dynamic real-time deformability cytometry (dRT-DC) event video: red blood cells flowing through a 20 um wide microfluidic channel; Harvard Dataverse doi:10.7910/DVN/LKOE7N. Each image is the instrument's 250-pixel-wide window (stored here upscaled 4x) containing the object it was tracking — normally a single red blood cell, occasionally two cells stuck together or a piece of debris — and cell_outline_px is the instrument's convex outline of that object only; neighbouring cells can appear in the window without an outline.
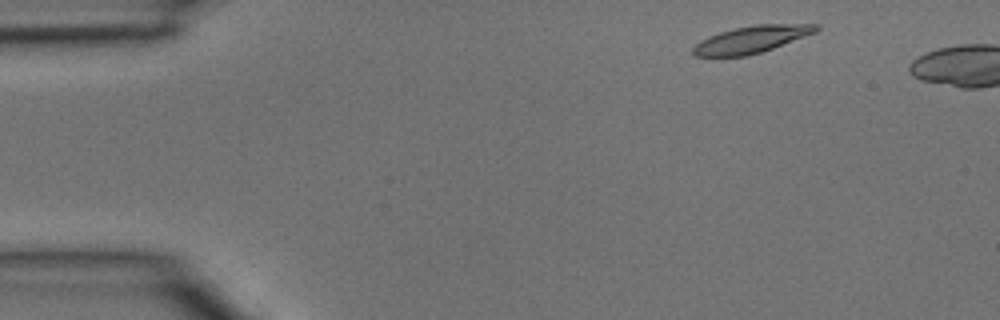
{"species": "common noctule bat (a hibernating species)", "species_latin": "Nyctalus noctula", "temperature_condition": "room temperature", "stored_images_in_passage": 4, "camera_frame_rate_fps": 3000, "um_per_image_px": 0.085, "animal": {"sex": "male", "body_mass_g": 15.6}, "frame": {"image": 1, "passage_image": 1, "time_ms": 0.0, "image_size_px": [1000, 320], "cell_outline_px": [[820, 28], [816, 32], [772, 48], [760, 52], [744, 56], [696, 56], [692, 52], [692, 48], [700, 40], [708, 36], [720, 32], [736, 28], [756, 24], [820, 24]], "centroid_in_image_um": [63.87, 3.34], "position_along_channel_um": 21.1, "area_um2": 19.13}}